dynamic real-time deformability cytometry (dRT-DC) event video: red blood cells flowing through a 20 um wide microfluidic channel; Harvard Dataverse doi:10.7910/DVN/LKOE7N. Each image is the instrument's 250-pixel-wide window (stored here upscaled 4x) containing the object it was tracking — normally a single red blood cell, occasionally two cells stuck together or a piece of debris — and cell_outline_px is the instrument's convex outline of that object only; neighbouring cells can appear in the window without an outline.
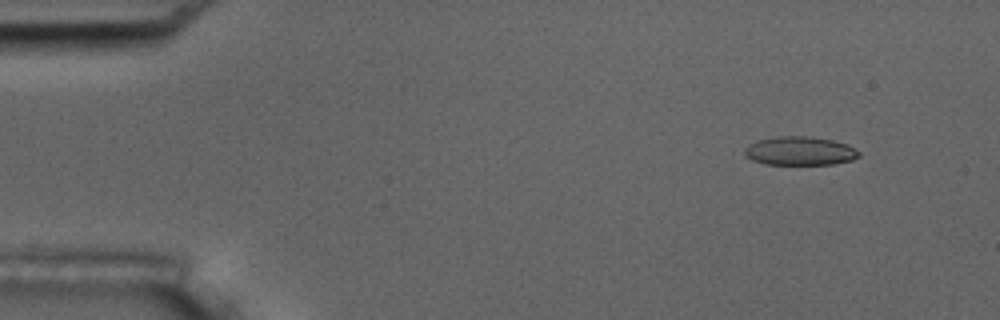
{"species": "common noctule bat (a hibernating species)", "species_latin": "Nyctalus noctula", "temperature_condition": "room temperature", "stored_images_in_passage": 5, "camera_frame_rate_fps": 3000, "um_per_image_px": 0.085, "animal": {"sex": "male", "body_mass_g": 17.5, "forearm_length_mm": 52.3}, "frame": {"image": 1, "passage_image": 2, "time_ms": 1.333, "image_size_px": [1000, 320], "cell_outline_px": [[860, 156], [852, 160], [832, 164], [764, 164], [752, 160], [744, 156], [744, 148], [748, 144], [756, 140], [776, 136], [808, 136], [832, 140], [848, 144], [860, 152]], "centroid_in_image_um": [67.95, 12.82], "position_along_channel_um": 17.0, "area_um2": 19.31}}